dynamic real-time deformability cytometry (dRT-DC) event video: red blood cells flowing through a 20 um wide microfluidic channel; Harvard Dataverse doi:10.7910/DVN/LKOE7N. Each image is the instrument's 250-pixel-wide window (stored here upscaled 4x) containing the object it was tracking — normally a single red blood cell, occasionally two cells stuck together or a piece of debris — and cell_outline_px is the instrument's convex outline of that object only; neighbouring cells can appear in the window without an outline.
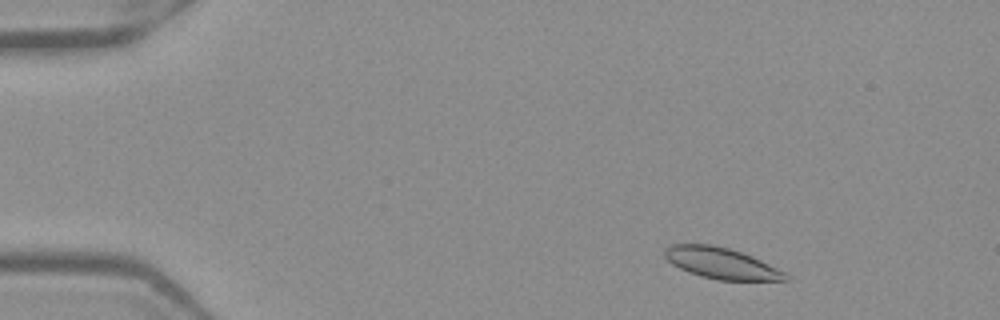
{"species": "Egyptian fruit bat (a non-hibernating species)", "species_latin": "Rousettus aegyptiacus", "temperature_condition": "warm", "stored_images_in_passage": 46, "camera_frame_rate_fps": 3000, "um_per_image_px": 0.085, "frame": {"image": 1, "passage_image": 1, "time_ms": 0.0, "image_size_px": [1000, 320], "cell_outline_px": [[792, 280], [716, 280], [700, 276], [688, 272], [672, 264], [664, 256], [664, 248], [672, 244], [712, 244], [728, 248], [752, 256], [788, 272]], "centroid_in_image_um": [61.35, 22.38], "position_along_channel_um": 23.7, "area_um2": 22.14}}
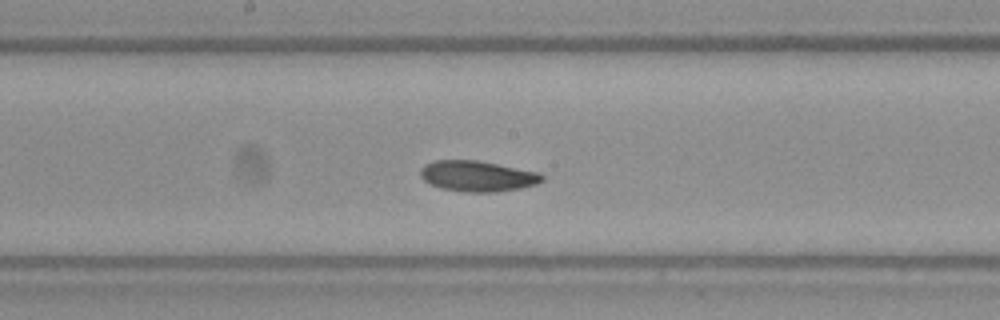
{"frame": {"image": 2, "passage_image": 22, "time_ms": 7.0, "image_size_px": [1000, 320], "cell_outline_px": [[544, 180], [536, 184], [520, 188], [496, 192], [468, 192], [440, 188], [424, 180], [420, 176], [420, 168], [424, 164], [432, 160], [476, 160], [540, 172], [544, 176]], "centroid_in_image_um": [40.58, 14.96], "position_along_channel_um": 207.6, "area_um2": 21.85}}
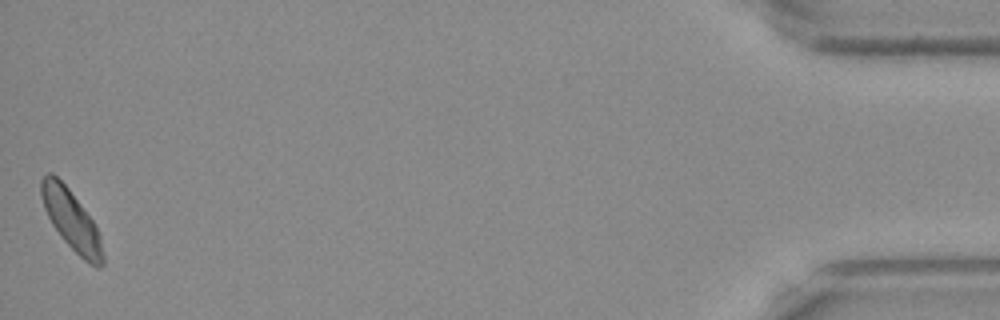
{"frame": {"image": 3, "passage_image": 46, "time_ms": 15.0, "image_size_px": [1000, 320], "cell_outline_px": [[104, 264], [100, 268], [96, 268], [88, 264], [60, 236], [52, 224], [44, 208], [40, 196], [40, 180], [48, 172], [52, 172], [68, 188], [92, 220], [100, 236], [104, 256]], "centroid_in_image_um": [6.06, 18.73], "position_along_channel_um": 429.1, "area_um2": 21.39}, "authors_computed_cell_mechanics": {"area_um2": 21.4149, "velocity_mm_per_s": 3.9084, "shape_relaxation_time_tau1_ms": 3.2445, "shape_relaxation_time_tau2_ms": null, "deformation_change_tau1": 0.0769, "deformation_change_tau2": null}}